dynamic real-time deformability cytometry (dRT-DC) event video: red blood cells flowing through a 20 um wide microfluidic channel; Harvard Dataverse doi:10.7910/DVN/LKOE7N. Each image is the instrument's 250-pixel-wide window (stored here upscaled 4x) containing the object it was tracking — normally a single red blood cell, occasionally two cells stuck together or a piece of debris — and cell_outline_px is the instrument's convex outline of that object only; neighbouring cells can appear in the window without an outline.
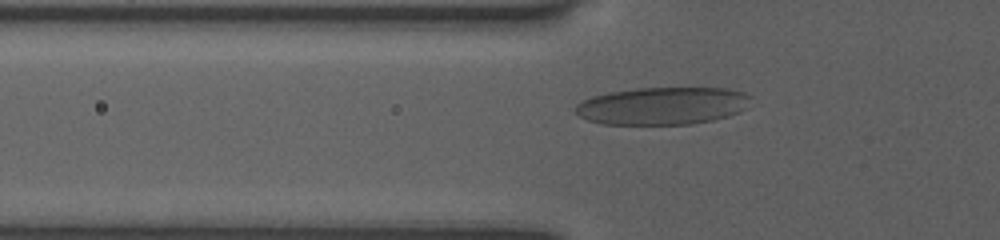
{"species": "human", "species_latin": "Homo sapiens", "temperature_condition": "room temperature", "stored_images_in_passage": 41, "camera_frame_rate_fps": 3000, "um_per_image_px": 0.085, "donor": {"sex": "female"}, "frame": {"image": 1, "passage_image": 9, "time_ms": 2.667, "image_size_px": [1000, 240], "cell_outline_px": [[752, 96], [748, 108], [740, 112], [728, 116], [712, 120], [692, 124], [604, 124], [588, 120], [580, 116], [576, 112], [576, 104], [592, 96], [608, 92], [636, 88], [728, 88], [744, 92]], "centroid_in_image_um": [56.37, 8.99], "position_along_channel_um": 69.4, "area_um2": 38.55}}
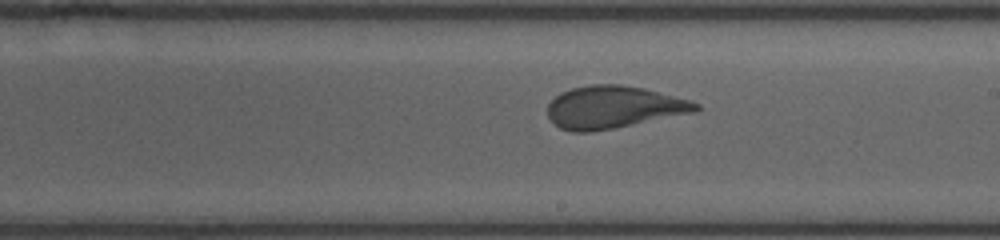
{"frame": {"image": 2, "passage_image": 22, "time_ms": 7.0, "image_size_px": [1000, 240], "cell_outline_px": [[700, 108], [696, 112], [612, 128], [588, 132], [572, 132], [560, 128], [548, 116], [548, 104], [560, 92], [572, 88], [592, 84], [620, 84], [644, 88], [692, 100], [700, 104]], "centroid_in_image_um": [52.17, 9.1], "position_along_channel_um": 236.8, "area_um2": 36.53}}
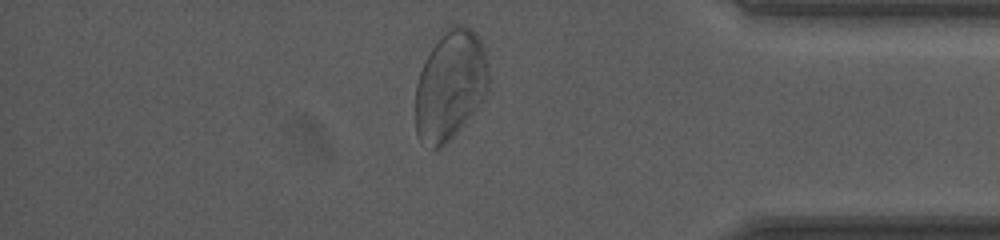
{"frame": {"image": 3, "passage_image": 36, "time_ms": 11.667, "image_size_px": [1000, 240], "cell_outline_px": [[488, 88], [484, 96], [472, 112], [456, 132], [440, 148], [432, 148], [420, 140], [416, 136], [416, 84], [420, 72], [432, 48], [444, 28], [452, 24], [464, 24], [472, 28], [480, 40], [484, 48], [488, 68]], "centroid_in_image_um": [38.26, 7.19], "position_along_channel_um": 396.9, "area_um2": 46.24}}